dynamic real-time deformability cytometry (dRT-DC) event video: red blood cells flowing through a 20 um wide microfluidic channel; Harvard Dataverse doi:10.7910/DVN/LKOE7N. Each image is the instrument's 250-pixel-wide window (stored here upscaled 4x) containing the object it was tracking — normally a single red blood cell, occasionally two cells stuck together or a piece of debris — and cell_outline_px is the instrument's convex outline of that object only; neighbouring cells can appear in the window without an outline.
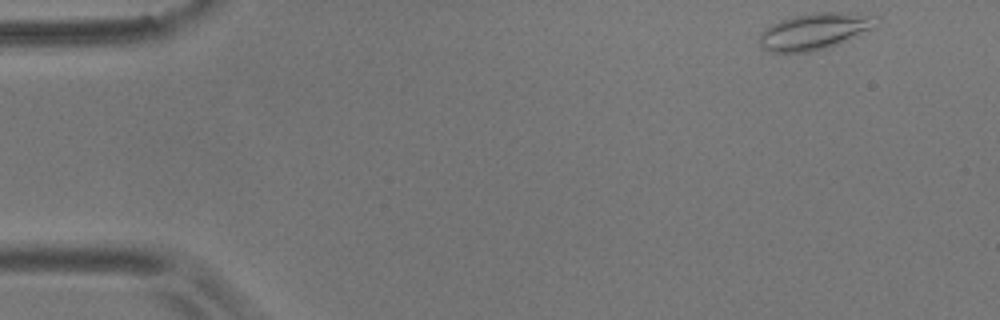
{"species": "common noctule bat (a hibernating species)", "species_latin": "Nyctalus noctula", "temperature_condition": "room temperature", "stored_images_in_passage": 52, "camera_frame_rate_fps": 3000, "um_per_image_px": 0.085, "animal": {"sex": "male", "body_mass_g": 17.9}, "frame": {"image": 1, "passage_image": 1, "time_ms": 0.0, "image_size_px": [1000, 320], "cell_outline_px": [[880, 24], [848, 40], [828, 48], [816, 52], [768, 52], [760, 48], [760, 32], [764, 28], [780, 20], [792, 16], [812, 12], [844, 12], [872, 16]], "centroid_in_image_um": [69.19, 2.67], "position_along_channel_um": 15.8, "area_um2": 25.03}}
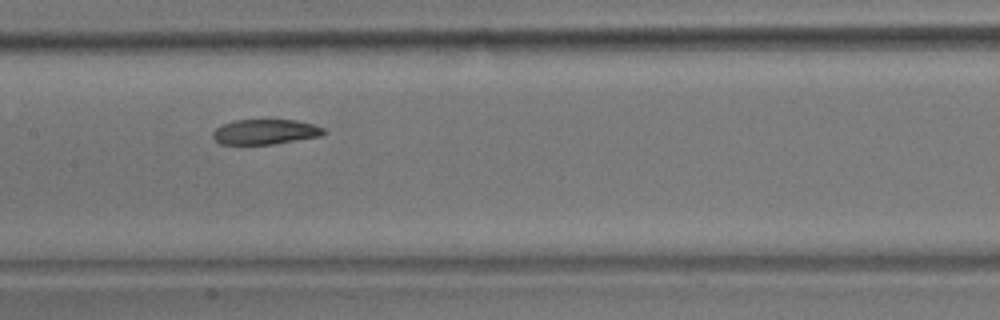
{"frame": {"image": 2, "passage_image": 24, "time_ms": 7.667, "image_size_px": [1000, 320], "cell_outline_px": [[328, 132], [320, 136], [272, 144], [220, 144], [212, 136], [212, 132], [216, 128], [224, 124], [236, 120], [296, 120], [312, 124], [324, 128]], "centroid_in_image_um": [22.55, 11.2], "position_along_channel_um": 184.8, "area_um2": 16.07}}
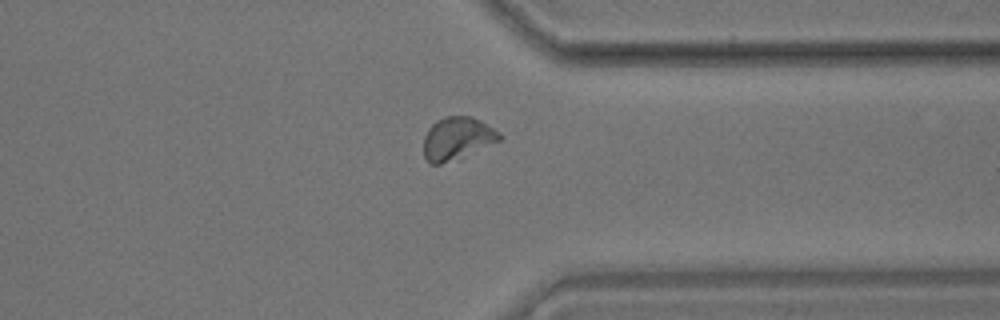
{"frame": {"image": 3, "passage_image": 40, "time_ms": 13.0, "image_size_px": [1000, 320], "cell_outline_px": [[500, 140], [440, 164], [428, 164], [424, 156], [424, 136], [428, 128], [436, 120], [444, 116], [472, 116], [480, 120], [500, 132]], "centroid_in_image_um": [38.8, 11.73], "position_along_channel_um": 372.6, "area_um2": 18.44}}